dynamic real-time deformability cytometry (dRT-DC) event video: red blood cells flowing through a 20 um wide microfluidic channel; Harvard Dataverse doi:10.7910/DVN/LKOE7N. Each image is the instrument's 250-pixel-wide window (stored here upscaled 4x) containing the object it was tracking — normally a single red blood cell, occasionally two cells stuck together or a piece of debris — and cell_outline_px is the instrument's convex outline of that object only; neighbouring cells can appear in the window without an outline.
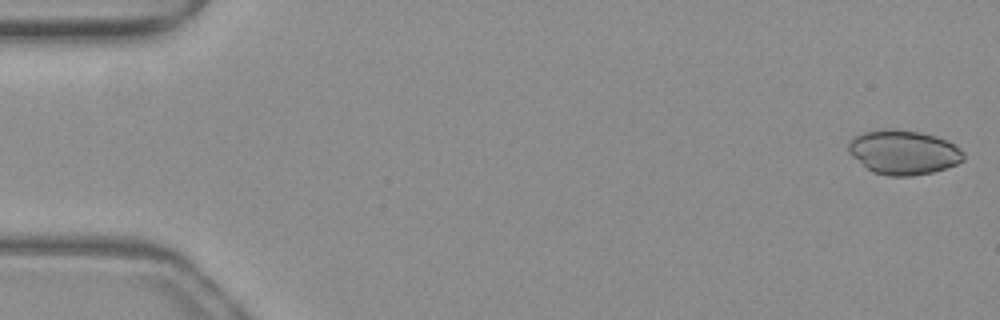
{"species": "common noctule bat (a hibernating species)", "species_latin": "Nyctalus noctula", "temperature_condition": "warm", "stored_images_in_passage": 6, "camera_frame_rate_fps": 3000, "um_per_image_px": 0.085, "animal": {"sex": "female", "body_mass_g": 19.3, "forearm_length_mm": 54.1}, "frame": {"image": 1, "passage_image": 1, "time_ms": 0.0, "image_size_px": [1000, 320], "cell_outline_px": [[964, 160], [956, 164], [932, 172], [912, 176], [888, 176], [872, 172], [852, 156], [848, 152], [848, 144], [852, 136], [864, 132], [888, 128], [892, 128], [916, 132], [936, 136], [948, 140], [960, 148], [964, 152]], "centroid_in_image_um": [76.78, 12.94], "position_along_channel_um": 8.2, "area_um2": 29.82}}